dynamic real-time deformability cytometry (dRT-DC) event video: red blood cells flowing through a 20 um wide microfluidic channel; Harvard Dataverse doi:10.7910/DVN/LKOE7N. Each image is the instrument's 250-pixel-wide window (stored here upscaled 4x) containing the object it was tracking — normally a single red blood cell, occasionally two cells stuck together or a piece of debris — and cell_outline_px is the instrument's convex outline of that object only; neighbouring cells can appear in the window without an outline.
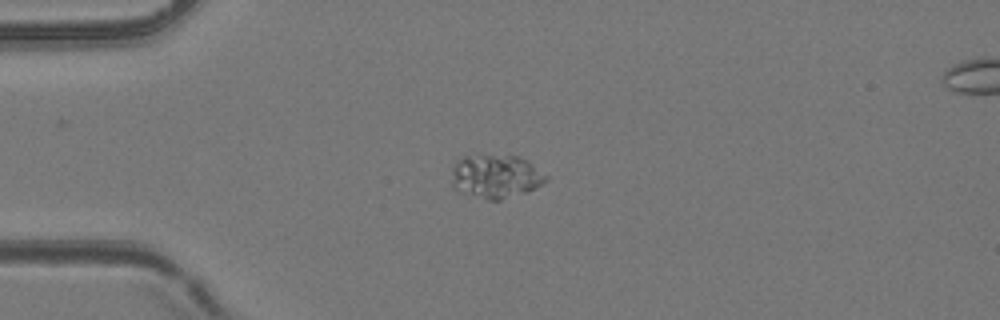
{"species": "common noctule bat (a hibernating species)", "species_latin": "Nyctalus noctula", "temperature_condition": "room temperature", "stored_images_in_passage": 2, "camera_frame_rate_fps": 3000, "um_per_image_px": 0.085, "animal": {"sex": "female", "body_mass_g": 24.6, "forearm_length_mm": 56.2}, "frame": {"image": 1, "passage_image": 1, "time_ms": 0.0, "image_size_px": [1000, 320], "cell_outline_px": [[548, 180], [544, 184], [528, 192], [500, 200], [488, 200], [460, 192], [452, 188], [452, 168], [456, 160], [464, 156], [520, 156], [528, 160], [548, 176]], "centroid_in_image_um": [42.16, 15.01], "position_along_channel_um": 42.8, "area_um2": 24.22}}